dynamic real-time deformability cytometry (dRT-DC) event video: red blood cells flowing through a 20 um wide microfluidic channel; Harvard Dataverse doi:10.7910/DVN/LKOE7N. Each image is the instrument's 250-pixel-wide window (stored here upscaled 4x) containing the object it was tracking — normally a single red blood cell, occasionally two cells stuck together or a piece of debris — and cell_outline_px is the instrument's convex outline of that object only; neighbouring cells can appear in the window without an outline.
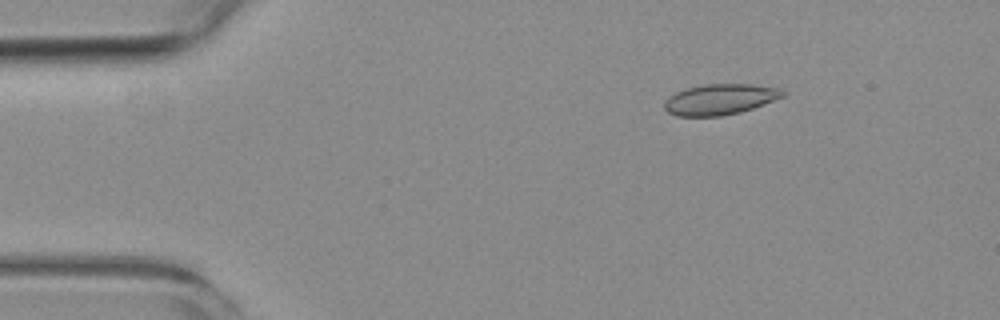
{"species": "common noctule bat (a hibernating species)", "species_latin": "Nyctalus noctula", "temperature_condition": "room temperature", "stored_images_in_passage": 5, "camera_frame_rate_fps": 3000, "um_per_image_px": 0.085, "animal": {"sex": "female", "body_mass_g": 19.3, "forearm_length_mm": 54.1}, "frame": {"image": 1, "passage_image": 3, "time_ms": 2.333, "image_size_px": [1000, 320], "cell_outline_px": [[788, 92], [784, 96], [764, 104], [740, 112], [720, 116], [676, 116], [668, 112], [664, 108], [664, 100], [676, 92], [684, 88], [704, 84], [752, 84], [780, 88]], "centroid_in_image_um": [61.2, 8.43], "position_along_channel_um": 23.8, "area_um2": 21.33}}
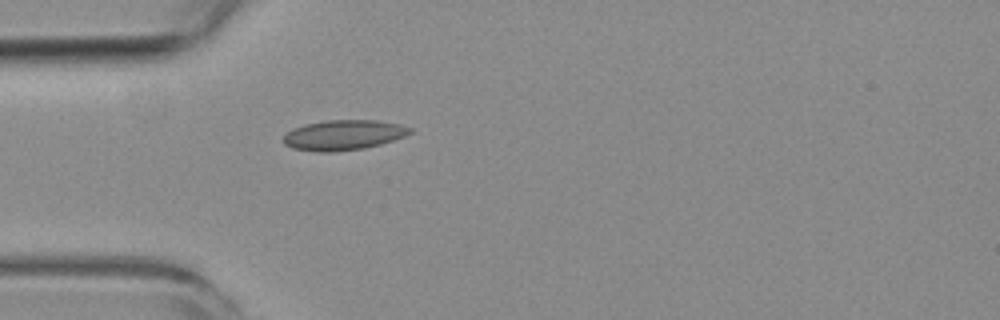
{"frame": {"image": 2, "passage_image": 5, "time_ms": 5.0, "image_size_px": [1000, 320], "cell_outline_px": [[412, 132], [404, 136], [380, 144], [364, 148], [332, 152], [316, 152], [292, 148], [284, 144], [284, 136], [292, 128], [304, 124], [328, 120], [376, 120], [400, 124], [412, 128]], "centroid_in_image_um": [29.18, 11.47], "position_along_channel_um": 55.8, "area_um2": 22.2}}